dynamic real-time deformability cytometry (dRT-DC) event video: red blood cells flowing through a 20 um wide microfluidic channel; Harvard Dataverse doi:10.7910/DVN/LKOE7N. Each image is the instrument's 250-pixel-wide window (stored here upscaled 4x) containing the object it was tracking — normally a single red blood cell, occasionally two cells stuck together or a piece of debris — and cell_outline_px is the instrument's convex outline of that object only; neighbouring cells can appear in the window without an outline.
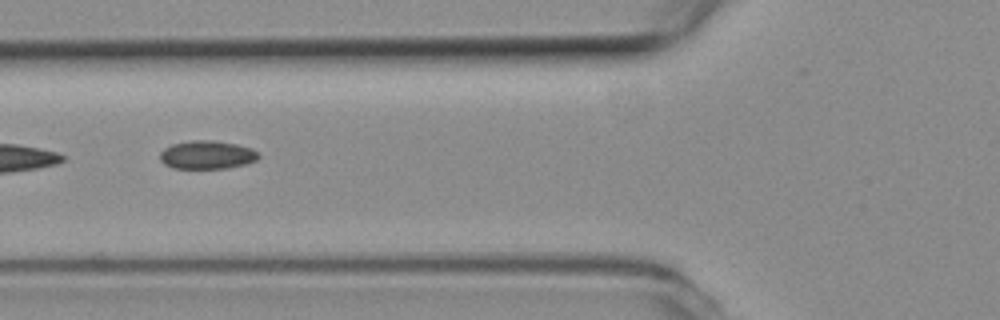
{"species": "common noctule bat (a hibernating species)", "species_latin": "Nyctalus noctula", "temperature_condition": "room temperature", "stored_images_in_passage": 8, "segment_of_instrument_passage": [2, 2], "camera_frame_rate_fps": 3000, "um_per_image_px": 0.085, "animal": {"sex": "female", "body_mass_g": 19.3, "forearm_length_mm": 54.1}, "frame": {"image": 1, "passage_image": 6, "time_ms": 1.667, "image_size_px": [1000, 320], "cell_outline_px": [[260, 156], [256, 160], [244, 164], [228, 168], [172, 168], [164, 164], [160, 160], [160, 152], [164, 148], [172, 144], [192, 140], [212, 140], [236, 144], [252, 148]], "centroid_in_image_um": [17.57, 13.16], "position_along_channel_um": 108.2, "area_um2": 16.24}}
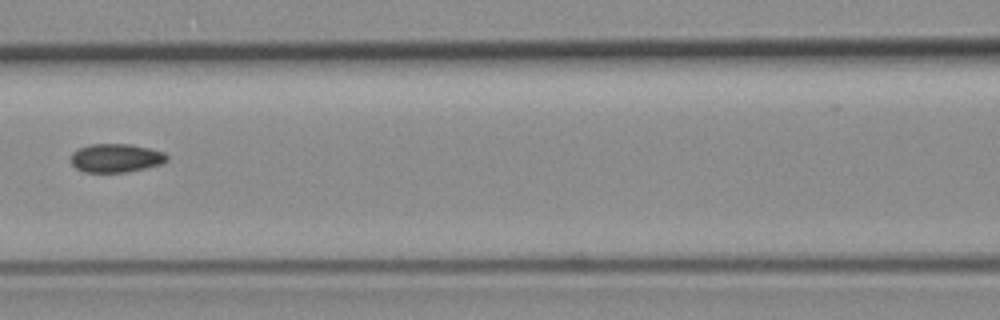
{"frame": {"image": 2, "passage_image": 7, "time_ms": 2.0, "image_size_px": [1000, 320], "cell_outline_px": [[168, 160], [164, 164], [128, 172], [84, 172], [76, 168], [72, 164], [72, 152], [88, 144], [132, 144], [164, 152], [168, 156]], "centroid_in_image_um": [9.89, 13.43], "position_along_channel_um": 156.7, "area_um2": 16.13}}
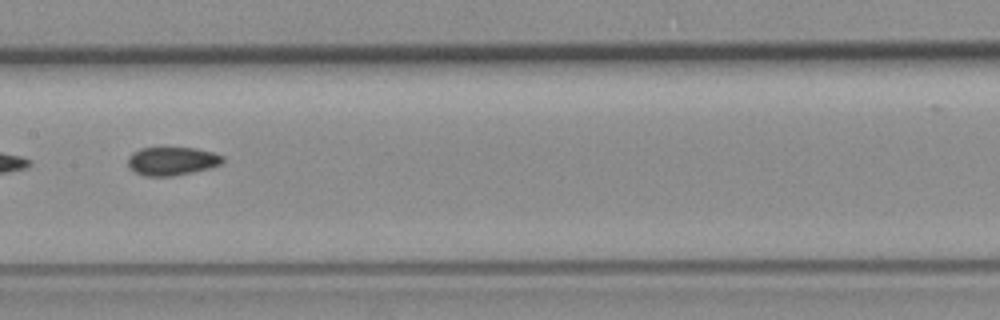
{"frame": {"image": 3, "passage_image": 8, "time_ms": 2.333, "image_size_px": [1000, 320], "cell_outline_px": [[224, 164], [212, 168], [172, 176], [144, 176], [128, 168], [128, 156], [132, 152], [140, 148], [196, 148], [212, 152], [224, 156]], "centroid_in_image_um": [14.64, 13.69], "position_along_channel_um": 192.8, "area_um2": 15.9}}